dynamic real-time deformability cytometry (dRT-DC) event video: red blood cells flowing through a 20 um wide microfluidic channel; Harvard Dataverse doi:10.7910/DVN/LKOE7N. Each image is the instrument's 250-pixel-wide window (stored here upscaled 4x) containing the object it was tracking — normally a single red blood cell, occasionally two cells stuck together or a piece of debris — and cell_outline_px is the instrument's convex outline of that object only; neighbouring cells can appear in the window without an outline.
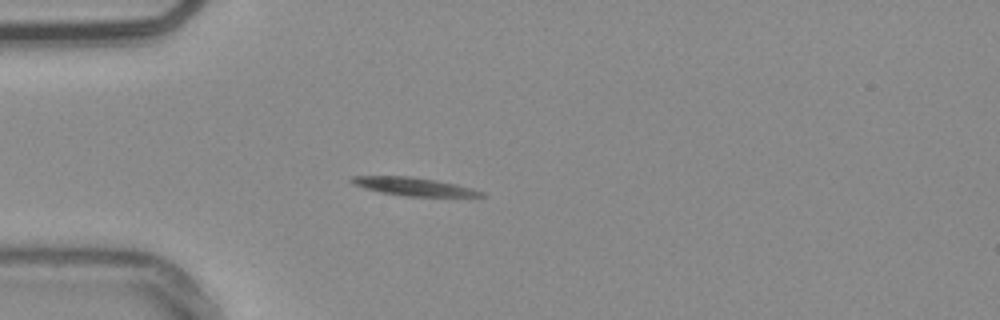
{"species": "common noctule bat (a hibernating species)", "species_latin": "Nyctalus noctula", "temperature_condition": "warm", "stored_images_in_passage": 41, "camera_frame_rate_fps": 3000, "um_per_image_px": 0.085, "animal": {"sex": "male", "body_mass_g": 20.4}, "frame": {"image": 1, "passage_image": 1, "time_ms": 0.0, "image_size_px": [1000, 320], "cell_outline_px": [[488, 196], [404, 196], [380, 192], [364, 188], [352, 184], [348, 180], [352, 176], [408, 176], [456, 184], [472, 188], [484, 192]], "centroid_in_image_um": [35.12, 15.86], "position_along_channel_um": 49.9, "area_um2": 13.58}}
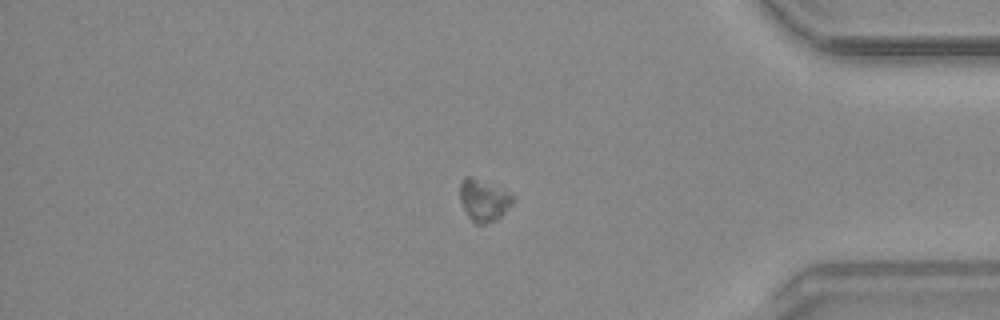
{"frame": {"image": 2, "passage_image": 32, "time_ms": 10.333, "image_size_px": [1000, 320], "cell_outline_px": [[516, 200], [496, 220], [484, 224], [476, 224], [468, 216], [460, 200], [460, 180], [464, 176], [468, 176], [516, 196]], "centroid_in_image_um": [41.11, 17.04], "position_along_channel_um": 394.1, "area_um2": 12.54}}
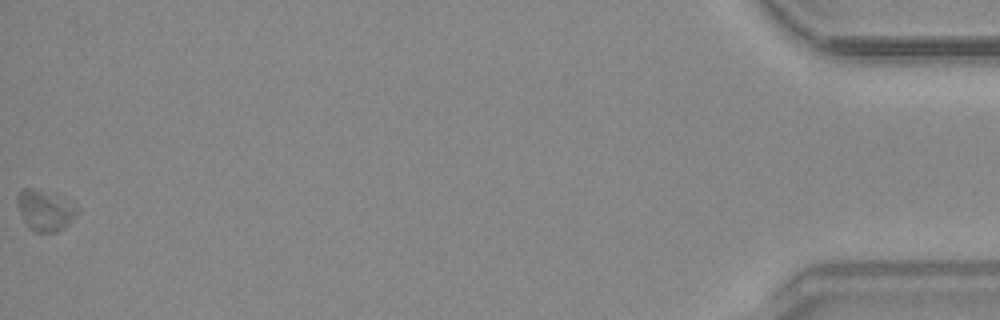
{"frame": {"image": 3, "passage_image": 41, "time_ms": 13.333, "image_size_px": [1000, 320], "cell_outline_px": [[80, 208], [76, 216], [64, 228], [56, 232], [32, 232], [28, 228], [16, 204], [16, 196], [20, 188], [32, 188], [72, 200]], "centroid_in_image_um": [3.84, 17.87], "position_along_channel_um": 431.4, "area_um2": 14.57}, "authors_computed_cell_mechanics": {"area_um2": 13.5252, "velocity_mm_per_s": 3.6974, "shape_relaxation_time_tau1_ms": 2.7027, "shape_relaxation_time_tau2_ms": null, "deformation_change_tau1": 0.1459, "deformation_change_tau2": null}}